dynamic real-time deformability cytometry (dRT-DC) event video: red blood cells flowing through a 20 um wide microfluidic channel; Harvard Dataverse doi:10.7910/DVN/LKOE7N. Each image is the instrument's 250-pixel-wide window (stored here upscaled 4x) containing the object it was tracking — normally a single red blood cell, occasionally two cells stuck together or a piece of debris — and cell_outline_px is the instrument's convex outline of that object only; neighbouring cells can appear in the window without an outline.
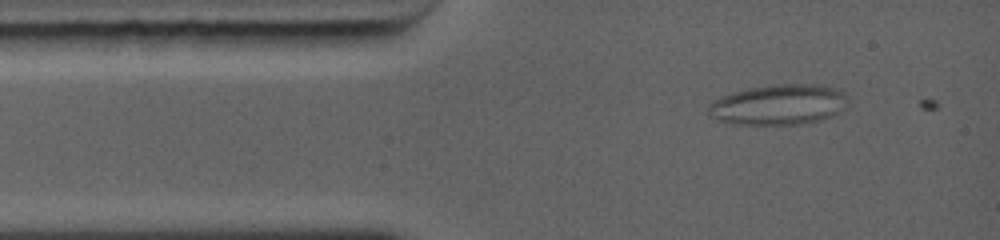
{"species": "common noctule bat (a hibernating species)", "species_latin": "Nyctalus noctula", "temperature_condition": "warm", "stored_images_in_passage": 21, "camera_frame_rate_fps": 5000, "um_per_image_px": 0.085, "animal": {"sex": "female", "body_mass_g": 19.0, "forearm_length_mm": 56.7}, "frame": {"image": 1, "passage_image": 4, "time_ms": 1.2, "image_size_px": [1000, 240], "cell_outline_px": [[836, 112], [820, 120], [800, 124], [732, 124], [720, 120], [708, 112], [708, 108], [716, 100], [724, 96], [736, 92], [752, 88], [772, 84], [808, 84], [832, 88], [836, 92]], "centroid_in_image_um": [65.98, 8.92], "position_along_channel_um": 19.0, "area_um2": 30.58}}
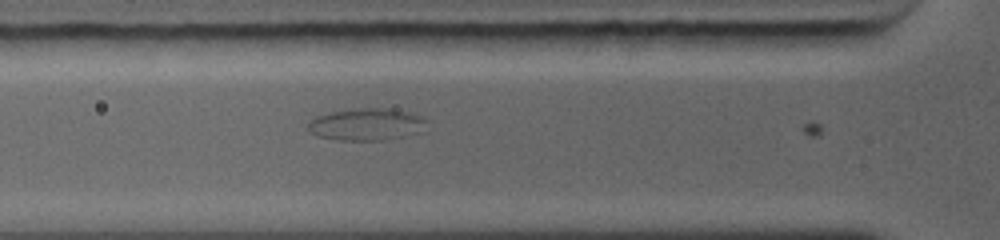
{"frame": {"image": 2, "passage_image": 11, "time_ms": 4.0, "image_size_px": [1000, 240], "cell_outline_px": [[424, 120], [420, 132], [384, 140], [340, 140], [320, 136], [312, 132], [308, 128], [308, 124], [316, 116], [332, 112], [360, 108], [388, 108], [408, 112], [420, 116]], "centroid_in_image_um": [31.13, 10.57], "position_along_channel_um": 94.7, "area_um2": 21.56}}
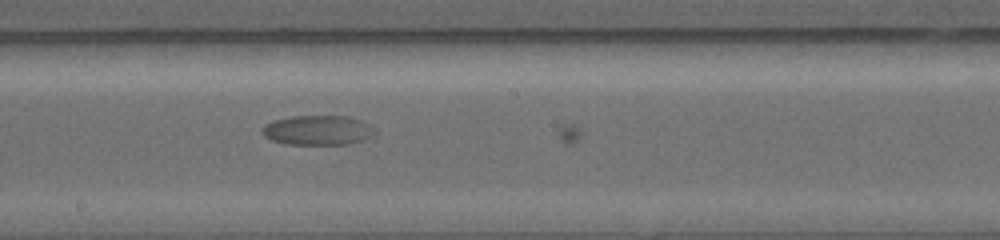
{"frame": {"image": 3, "passage_image": 19, "time_ms": 7.2, "image_size_px": [1000, 240], "cell_outline_px": [[376, 132], [360, 140], [348, 144], [284, 144], [272, 140], [264, 136], [260, 132], [264, 124], [276, 120], [292, 116], [348, 116], [360, 120]], "centroid_in_image_um": [26.91, 11.07], "position_along_channel_um": 221.3, "area_um2": 19.13}}